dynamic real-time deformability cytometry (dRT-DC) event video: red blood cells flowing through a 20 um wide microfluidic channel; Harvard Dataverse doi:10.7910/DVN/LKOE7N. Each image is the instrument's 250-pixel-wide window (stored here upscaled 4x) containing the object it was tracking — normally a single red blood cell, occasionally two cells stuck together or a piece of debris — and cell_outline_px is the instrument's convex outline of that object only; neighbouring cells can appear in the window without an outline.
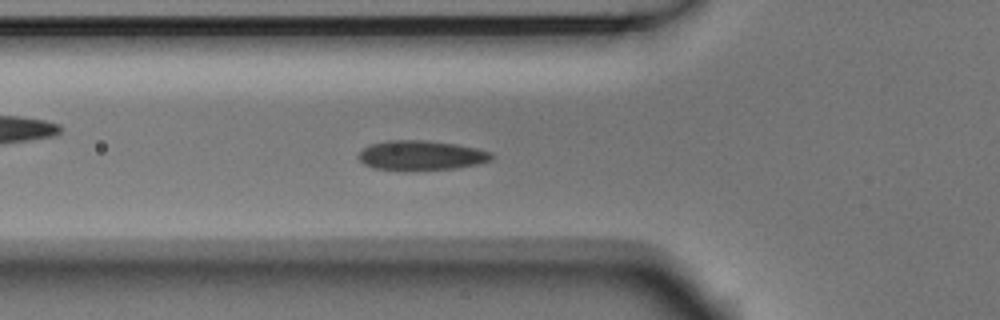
{"species": "Egyptian fruit bat (a non-hibernating species)", "species_latin": "Rousettus aegyptiacus", "temperature_condition": "room temperature", "stored_images_in_passage": 38, "camera_frame_rate_fps": 3000, "um_per_image_px": 0.085, "animal": {"sex": "male"}, "frame": {"image": 1, "passage_image": 3, "time_ms": 0.667, "image_size_px": [1000, 320], "cell_outline_px": [[492, 160], [476, 164], [456, 168], [404, 172], [372, 168], [364, 164], [356, 156], [364, 148], [372, 144], [388, 140], [428, 140], [456, 144], [476, 148], [492, 152]], "centroid_in_image_um": [35.76, 13.23], "position_along_channel_um": 90.0, "area_um2": 23.47}}
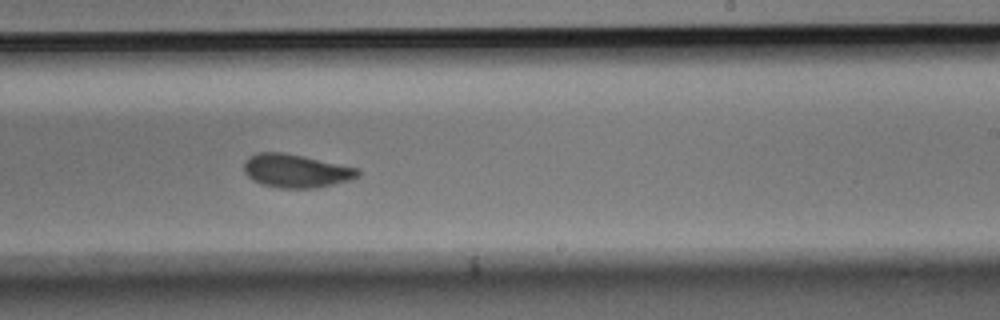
{"frame": {"image": 2, "passage_image": 17, "time_ms": 5.333, "image_size_px": [1000, 320], "cell_outline_px": [[360, 176], [352, 180], [316, 188], [280, 188], [260, 184], [252, 180], [244, 172], [244, 160], [248, 156], [256, 152], [284, 152], [304, 156], [360, 168]], "centroid_in_image_um": [25.17, 14.52], "position_along_channel_um": 263.8, "area_um2": 22.6}}
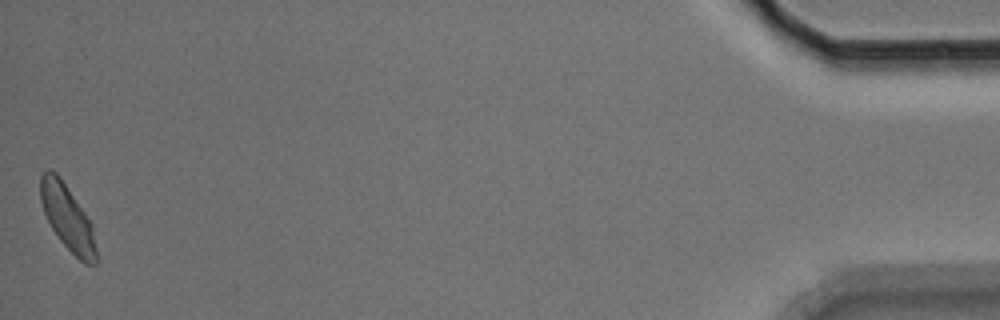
{"frame": {"image": 3, "passage_image": 38, "time_ms": 12.333, "image_size_px": [1000, 320], "cell_outline_px": [[96, 264], [84, 264], [60, 240], [52, 228], [44, 212], [40, 200], [40, 176], [44, 168], [48, 168], [56, 172], [60, 176], [92, 224], [96, 248]], "centroid_in_image_um": [5.71, 18.45], "position_along_channel_um": 429.5, "area_um2": 21.04}, "authors_computed_cell_mechanics": {"area_um2": 21.8484, "velocity_mm_per_s": 3.7158, "shape_relaxation_time_tau1_ms": 3.3652, "shape_relaxation_time_tau2_ms": 1.3471, "deformation_change_tau1": 0.1082, "deformation_change_tau2": 0.0469}}